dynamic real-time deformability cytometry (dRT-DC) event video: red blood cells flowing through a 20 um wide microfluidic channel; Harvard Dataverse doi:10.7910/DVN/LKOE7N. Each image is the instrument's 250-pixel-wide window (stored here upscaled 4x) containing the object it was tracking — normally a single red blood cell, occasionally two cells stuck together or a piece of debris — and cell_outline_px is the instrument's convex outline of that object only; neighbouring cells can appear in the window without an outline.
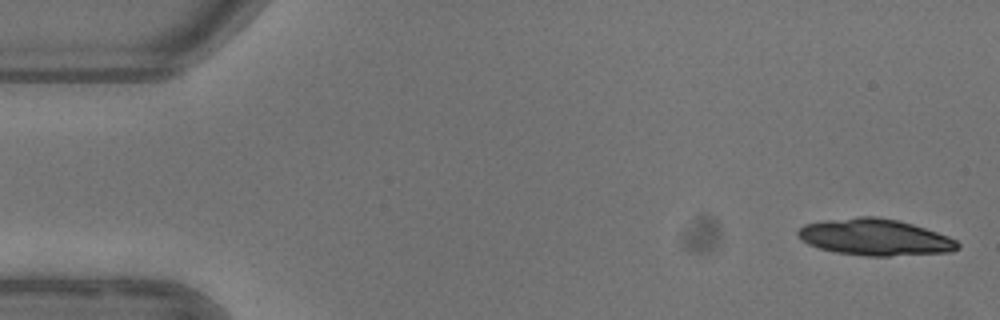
{"species": "common noctule bat (a hibernating species)", "species_latin": "Nyctalus noctula", "temperature_condition": "warm", "stored_images_in_passage": 4, "camera_frame_rate_fps": 3000, "um_per_image_px": 0.085, "animal": {"sex": "female"}, "frame": {"image": 1, "passage_image": 1, "time_ms": 0.0, "image_size_px": [1000, 320], "cell_outline_px": [[960, 248], [952, 252], [888, 256], [864, 256], [836, 252], [820, 248], [808, 244], [800, 240], [796, 236], [796, 232], [804, 224], [824, 220], [860, 216], [876, 216], [896, 220], [912, 224], [948, 236], [956, 240], [960, 244]], "centroid_in_image_um": [74.35, 20.16], "position_along_channel_um": 10.6, "area_um2": 34.1}}